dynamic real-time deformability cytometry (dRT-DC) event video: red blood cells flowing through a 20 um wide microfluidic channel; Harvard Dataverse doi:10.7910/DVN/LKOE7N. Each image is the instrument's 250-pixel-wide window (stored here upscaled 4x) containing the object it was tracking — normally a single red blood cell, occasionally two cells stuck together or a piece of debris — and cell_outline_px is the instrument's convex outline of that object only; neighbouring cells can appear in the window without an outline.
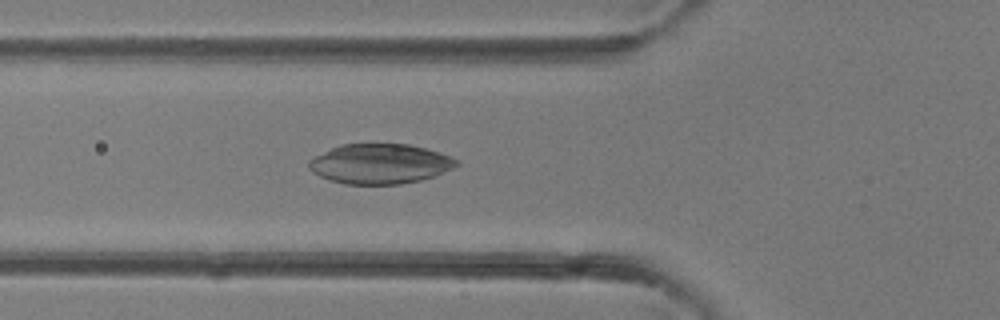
{"species": "common noctule bat (a hibernating species)", "species_latin": "Nyctalus noctula", "temperature_condition": "room temperature", "stored_images_in_passage": 39, "camera_frame_rate_fps": 3000, "um_per_image_px": 0.085, "animal": {"sex": "female"}, "frame": {"image": 1, "passage_image": 14, "time_ms": 4.333, "image_size_px": [1000, 320], "cell_outline_px": [[460, 164], [452, 168], [432, 176], [420, 180], [400, 184], [344, 184], [320, 176], [312, 172], [308, 168], [308, 160], [340, 144], [408, 144], [440, 152], [456, 160]], "centroid_in_image_um": [32.27, 13.92], "position_along_channel_um": 93.5, "area_um2": 33.99}}
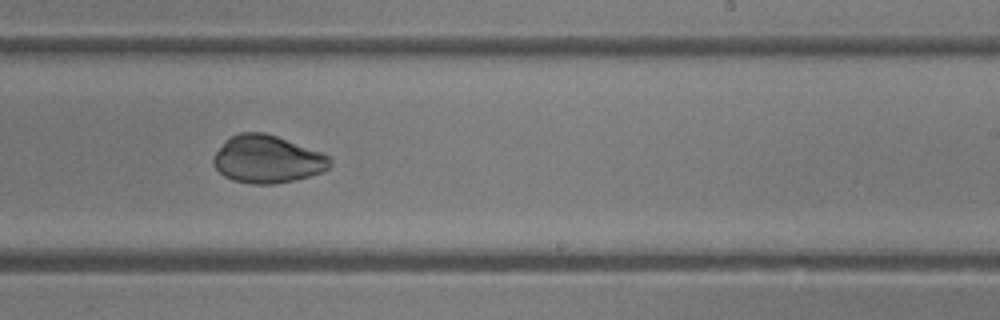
{"frame": {"image": 2, "passage_image": 24, "time_ms": 7.667, "image_size_px": [1000, 320], "cell_outline_px": [[332, 164], [328, 168], [320, 172], [308, 176], [292, 180], [272, 184], [252, 184], [232, 180], [224, 176], [212, 164], [212, 156], [232, 136], [240, 132], [264, 132], [276, 136], [320, 152], [328, 156], [332, 160]], "centroid_in_image_um": [22.7, 13.54], "position_along_channel_um": 266.3, "area_um2": 31.91}}
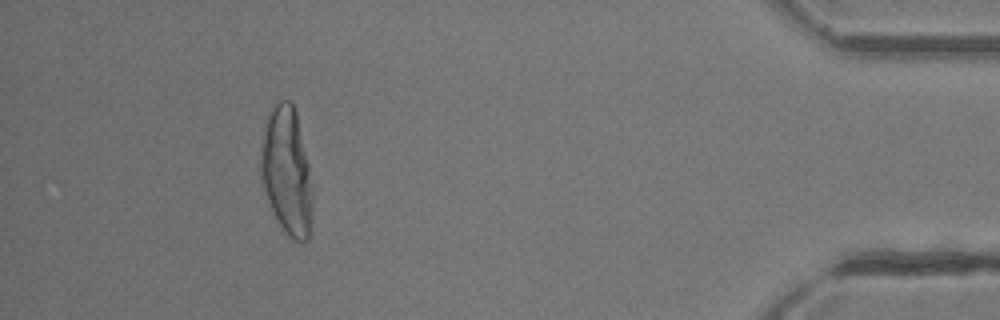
{"frame": {"image": 3, "passage_image": 36, "time_ms": 11.667, "image_size_px": [1000, 320], "cell_outline_px": [[312, 208], [308, 240], [300, 244], [288, 236], [284, 232], [272, 212], [260, 184], [260, 148], [268, 116], [272, 108], [280, 100], [288, 100], [292, 104], [296, 112], [308, 164], [312, 188]], "centroid_in_image_um": [24.35, 14.63], "position_along_channel_um": 410.8, "area_um2": 38.67}}